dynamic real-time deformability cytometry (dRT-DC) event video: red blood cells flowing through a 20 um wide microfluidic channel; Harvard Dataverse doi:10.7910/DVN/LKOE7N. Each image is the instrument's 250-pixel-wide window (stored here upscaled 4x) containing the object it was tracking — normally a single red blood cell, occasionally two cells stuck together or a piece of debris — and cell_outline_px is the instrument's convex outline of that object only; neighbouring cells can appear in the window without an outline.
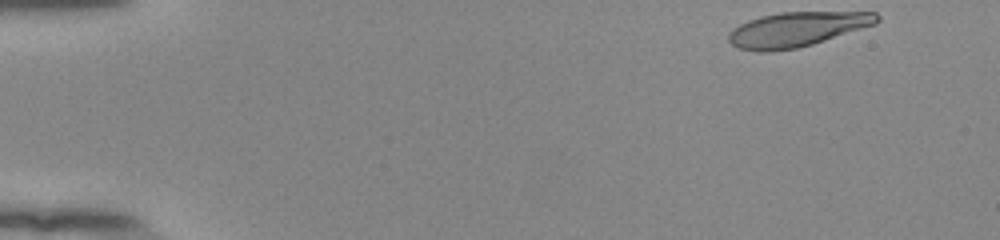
{"species": "human", "species_latin": "Homo sapiens", "temperature_condition": "room temperature", "stored_images_in_passage": 49, "camera_frame_rate_fps": 3000, "um_per_image_px": 0.085, "donor": {"sex": "female"}, "frame": {"image": 1, "passage_image": 1, "time_ms": 0.0, "image_size_px": [1000, 240], "cell_outline_px": [[880, 20], [876, 24], [812, 44], [796, 48], [772, 52], [756, 52], [740, 48], [732, 44], [728, 40], [728, 32], [732, 28], [748, 20], [760, 16], [780, 12], [876, 12], [880, 16]], "centroid_in_image_um": [67.71, 2.49], "position_along_channel_um": 17.3, "area_um2": 30.06}}
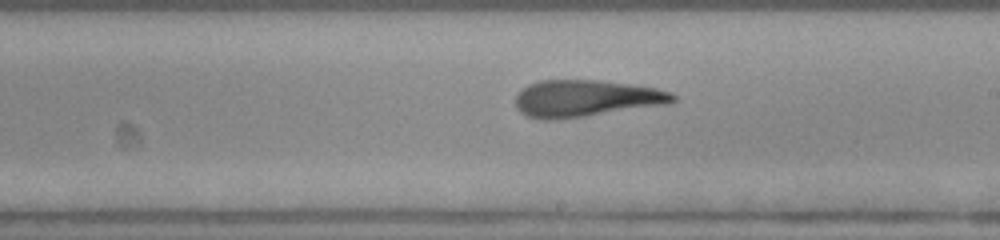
{"frame": {"image": 2, "passage_image": 28, "time_ms": 9.0, "image_size_px": [1000, 240], "cell_outline_px": [[676, 100], [672, 104], [584, 116], [552, 120], [540, 120], [528, 116], [520, 112], [516, 108], [516, 92], [520, 88], [528, 84], [540, 80], [600, 80], [656, 88], [668, 92], [676, 96]], "centroid_in_image_um": [49.76, 8.36], "position_along_channel_um": 239.2, "area_um2": 33.99}}
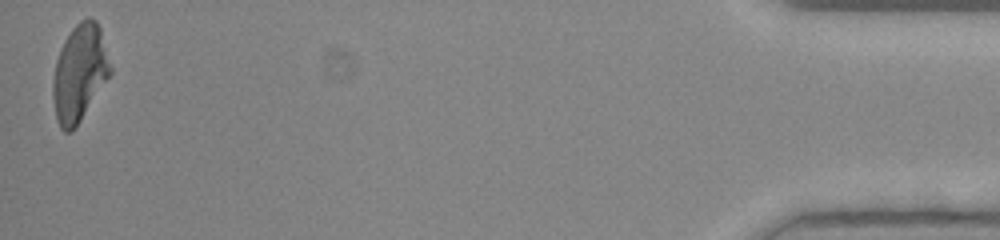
{"frame": {"image": 3, "passage_image": 49, "time_ms": 16.0, "image_size_px": [1000, 240], "cell_outline_px": [[112, 72], [72, 132], [64, 132], [60, 128], [56, 120], [52, 96], [52, 80], [56, 60], [60, 48], [64, 40], [72, 28], [80, 20], [88, 16], [96, 20], [100, 28], [112, 68]], "centroid_in_image_um": [6.74, 6.19], "position_along_channel_um": 428.5, "area_um2": 32.43}, "authors_computed_cell_mechanics": {"area_um2": 32.946, "velocity_mm_per_s": 3.9129, "shape_relaxation_time_tau1_ms": 5.1907, "shape_relaxation_time_tau2_ms": 1.2653, "deformation_change_tau1": 0.2257, "deformation_change_tau2": 0.1164}}